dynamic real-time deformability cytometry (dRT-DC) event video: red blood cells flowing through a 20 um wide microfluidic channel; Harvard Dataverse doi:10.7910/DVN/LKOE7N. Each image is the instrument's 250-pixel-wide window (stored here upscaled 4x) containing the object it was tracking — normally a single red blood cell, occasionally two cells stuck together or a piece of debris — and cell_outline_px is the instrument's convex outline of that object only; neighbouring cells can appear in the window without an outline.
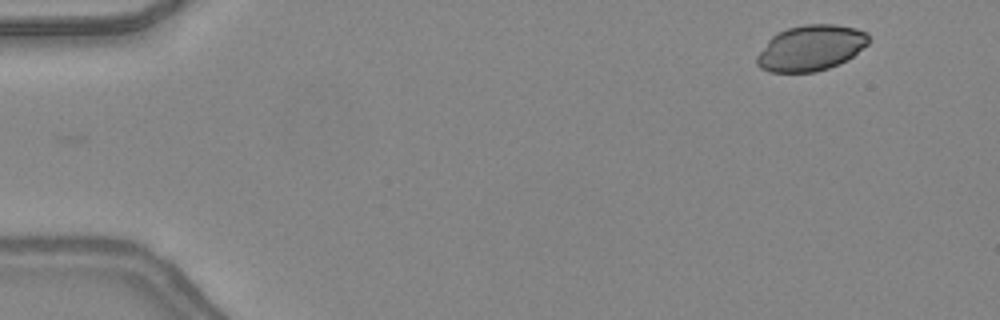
{"species": "common noctule bat (a hibernating species)", "species_latin": "Nyctalus noctula", "temperature_condition": "warm", "stored_images_in_passage": 47, "camera_frame_rate_fps": 3000, "um_per_image_px": 0.085, "animal": {"sex": "female", "body_mass_g": 24.6, "forearm_length_mm": 56.2}, "frame": {"image": 1, "passage_image": 4, "time_ms": 1.0, "image_size_px": [1000, 320], "cell_outline_px": [[868, 44], [848, 60], [840, 64], [816, 72], [768, 72], [760, 68], [756, 64], [756, 56], [768, 40], [772, 36], [788, 28], [804, 24], [836, 24], [856, 28], [868, 32]], "centroid_in_image_um": [68.92, 4.08], "position_along_channel_um": 16.1, "area_um2": 29.94}}